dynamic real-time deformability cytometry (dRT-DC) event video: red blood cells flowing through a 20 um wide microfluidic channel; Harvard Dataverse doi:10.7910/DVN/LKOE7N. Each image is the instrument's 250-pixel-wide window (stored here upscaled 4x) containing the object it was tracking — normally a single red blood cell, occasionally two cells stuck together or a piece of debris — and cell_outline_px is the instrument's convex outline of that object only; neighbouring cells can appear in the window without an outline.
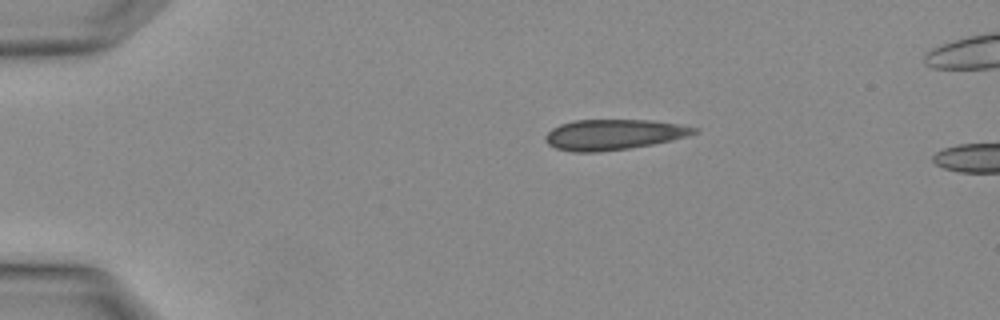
{"species": "Egyptian fruit bat (a non-hibernating species)", "species_latin": "Rousettus aegyptiacus", "temperature_condition": "warm", "stored_images_in_passage": 4, "camera_frame_rate_fps": 3000, "um_per_image_px": 0.085, "animal": {"sex": "female"}, "frame": {"image": 1, "passage_image": 4, "time_ms": 1.0, "image_size_px": [1000, 320], "cell_outline_px": [[700, 128], [696, 132], [672, 140], [652, 144], [628, 148], [596, 152], [572, 152], [556, 148], [548, 144], [544, 140], [544, 136], [552, 128], [560, 124], [572, 120], [652, 120]], "centroid_in_image_um": [52.09, 11.43], "position_along_channel_um": 32.9, "area_um2": 26.24}}